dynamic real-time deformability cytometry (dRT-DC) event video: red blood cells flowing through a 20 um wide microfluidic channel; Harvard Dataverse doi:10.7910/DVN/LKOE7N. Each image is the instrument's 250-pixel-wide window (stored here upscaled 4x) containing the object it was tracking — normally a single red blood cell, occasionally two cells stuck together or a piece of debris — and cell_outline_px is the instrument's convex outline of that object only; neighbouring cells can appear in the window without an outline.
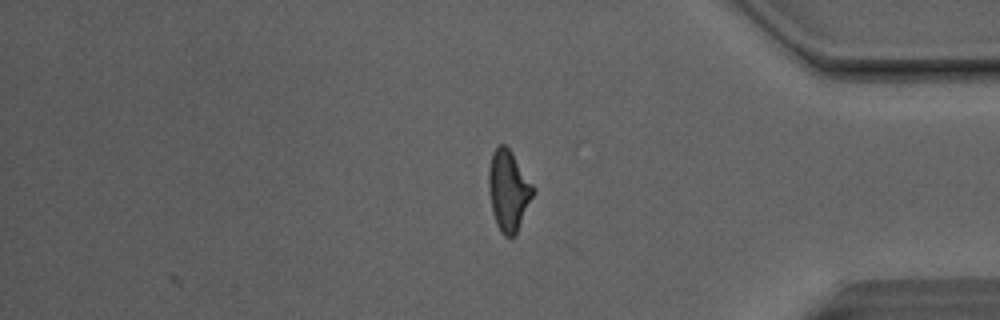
{"species": "Egyptian fruit bat (a non-hibernating species)", "species_latin": "Rousettus aegyptiacus", "temperature_condition": "room temperature", "stored_images_in_passage": 28, "camera_frame_rate_fps": 3000, "um_per_image_px": 0.085, "animal": {"sex": "male"}, "frame": {"image": 1, "passage_image": 28, "time_ms": 9.0, "image_size_px": [1000, 320], "cell_outline_px": [[536, 192], [516, 236], [512, 240], [504, 236], [500, 232], [496, 224], [492, 212], [488, 188], [488, 168], [492, 152], [496, 144], [504, 144], [512, 152], [536, 188]], "centroid_in_image_um": [43.24, 16.23], "position_along_channel_um": 392.0, "area_um2": 21.73}, "authors_computed_cell_mechanics": {"area_um2": 20.6924, "velocity_mm_per_s": 4.1606, "shape_relaxation_time_tau1_ms": 5.2905, "shape_relaxation_time_tau2_ms": 1.7906, "deformation_change_tau1": 0.174, "deformation_change_tau2": 0.1093}}